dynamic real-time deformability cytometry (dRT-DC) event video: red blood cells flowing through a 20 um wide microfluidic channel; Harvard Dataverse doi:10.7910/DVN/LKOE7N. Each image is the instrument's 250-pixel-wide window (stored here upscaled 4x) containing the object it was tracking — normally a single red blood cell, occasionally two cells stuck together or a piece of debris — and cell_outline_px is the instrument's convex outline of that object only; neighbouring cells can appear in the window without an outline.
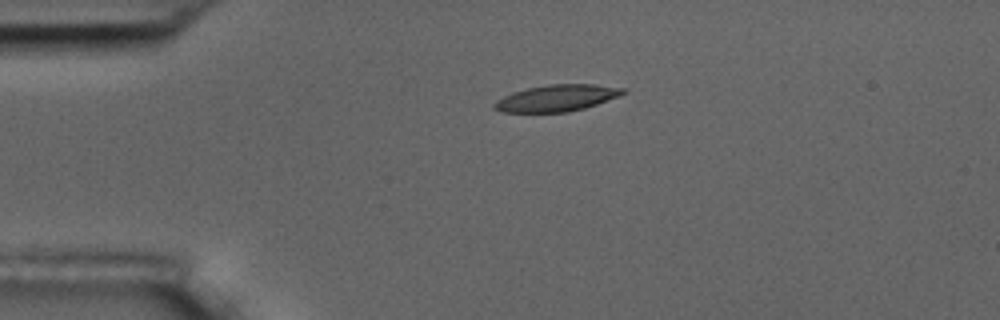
{"species": "common noctule bat (a hibernating species)", "species_latin": "Nyctalus noctula", "temperature_condition": "room temperature", "stored_images_in_passage": 2, "camera_frame_rate_fps": 3000, "um_per_image_px": 0.085, "animal": {"sex": "male", "body_mass_g": 17.5, "forearm_length_mm": 52.3}, "frame": {"image": 1, "passage_image": 1, "time_ms": 0.0, "image_size_px": [1000, 320], "cell_outline_px": [[628, 92], [596, 104], [584, 108], [568, 112], [500, 112], [492, 108], [492, 104], [496, 100], [512, 92], [528, 88], [548, 84], [592, 84], [624, 88]], "centroid_in_image_um": [47.28, 8.33], "position_along_channel_um": 37.7, "area_um2": 19.88}}